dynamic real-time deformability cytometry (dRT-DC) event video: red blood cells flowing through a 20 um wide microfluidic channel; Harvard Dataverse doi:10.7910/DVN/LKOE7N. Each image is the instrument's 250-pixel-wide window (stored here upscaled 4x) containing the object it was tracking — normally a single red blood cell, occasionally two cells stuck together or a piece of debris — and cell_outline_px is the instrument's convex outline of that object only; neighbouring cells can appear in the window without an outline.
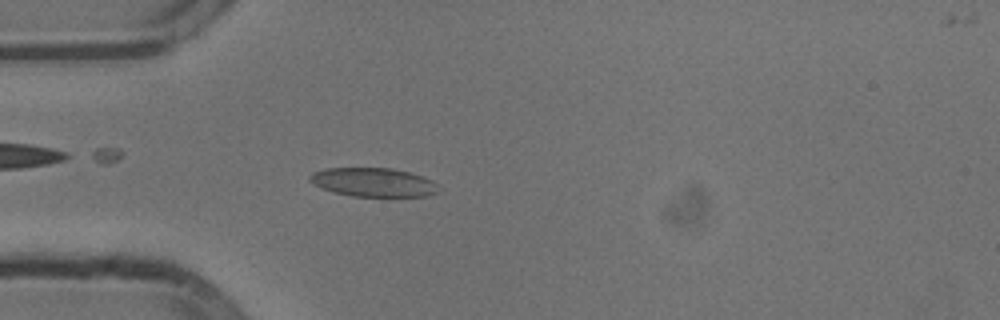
{"species": "common noctule bat (a hibernating species)", "species_latin": "Nyctalus noctula", "temperature_condition": "cold", "stored_images_in_passage": 53, "camera_frame_rate_fps": 3000, "um_per_image_px": 0.085, "animal": {"sex": "male", "body_mass_g": 13.3}, "frame": {"image": 1, "passage_image": 14, "time_ms": 4.333, "image_size_px": [1000, 320], "cell_outline_px": [[440, 184], [436, 192], [428, 196], [352, 196], [336, 192], [324, 188], [308, 180], [308, 176], [312, 172], [328, 168], [392, 168], [412, 172], [432, 180]], "centroid_in_image_um": [31.78, 15.48], "position_along_channel_um": 53.2, "area_um2": 21.56}}
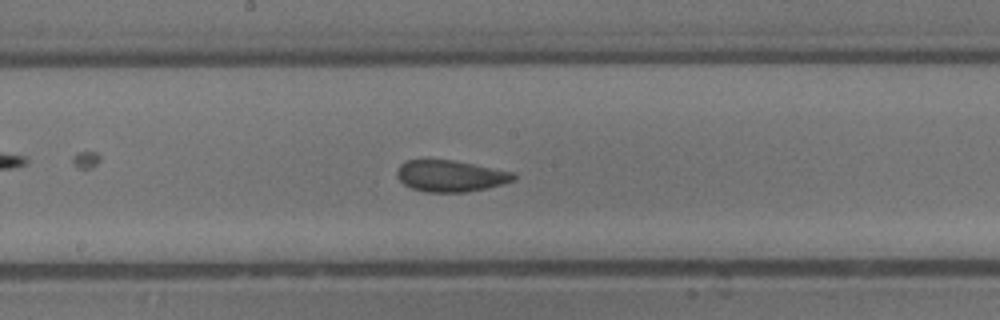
{"frame": {"image": 2, "passage_image": 27, "time_ms": 8.667, "image_size_px": [1000, 320], "cell_outline_px": [[516, 180], [488, 188], [464, 192], [428, 192], [412, 188], [404, 184], [396, 176], [396, 172], [400, 164], [408, 160], [452, 160], [512, 172], [516, 176]], "centroid_in_image_um": [38.28, 14.96], "position_along_channel_um": 209.9, "area_um2": 21.15}}
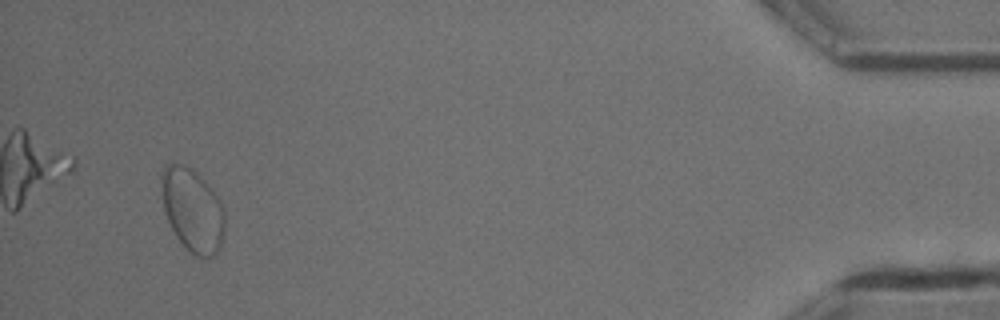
{"frame": {"image": 3, "passage_image": 50, "time_ms": 16.333, "image_size_px": [1000, 320], "cell_outline_px": [[224, 232], [220, 248], [216, 256], [204, 260], [200, 260], [176, 236], [168, 220], [164, 208], [160, 176], [164, 164], [172, 160], [184, 164], [192, 168], [204, 180], [220, 200], [224, 208]], "centroid_in_image_um": [16.37, 17.83], "position_along_channel_um": 418.8, "area_um2": 31.15}, "authors_computed_cell_mechanics": {"area_um2": 22.5998, "velocity_mm_per_s": 3.7679, "shape_relaxation_time_tau1_ms": null, "shape_relaxation_time_tau2_ms": 1.2033, "deformation_change_tau1": null, "deformation_change_tau2": 0.0515}}